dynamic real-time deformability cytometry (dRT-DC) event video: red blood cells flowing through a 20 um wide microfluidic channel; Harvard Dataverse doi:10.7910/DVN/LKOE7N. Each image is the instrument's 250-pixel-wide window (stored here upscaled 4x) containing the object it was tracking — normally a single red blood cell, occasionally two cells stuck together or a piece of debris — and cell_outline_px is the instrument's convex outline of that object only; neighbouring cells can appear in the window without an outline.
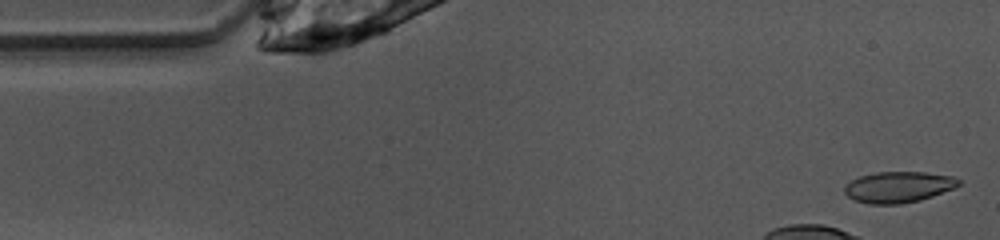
{"species": "common noctule bat (a hibernating species)", "species_latin": "Nyctalus noctula", "temperature_condition": "warm", "stored_images_in_passage": 9, "camera_frame_rate_fps": 3000, "um_per_image_px": 0.085, "animal": {"sex": "female", "body_mass_g": 10.0, "forearm_length_mm": 53.1}, "frame": {"image": 1, "passage_image": 1, "time_ms": 0.0, "image_size_px": [1000, 240], "cell_outline_px": [[960, 184], [956, 188], [920, 200], [900, 204], [868, 204], [856, 200], [848, 196], [844, 192], [844, 188], [852, 180], [860, 176], [876, 172], [924, 172], [952, 176], [960, 180]], "centroid_in_image_um": [76.39, 15.9], "position_along_channel_um": 8.6, "area_um2": 20.58}}